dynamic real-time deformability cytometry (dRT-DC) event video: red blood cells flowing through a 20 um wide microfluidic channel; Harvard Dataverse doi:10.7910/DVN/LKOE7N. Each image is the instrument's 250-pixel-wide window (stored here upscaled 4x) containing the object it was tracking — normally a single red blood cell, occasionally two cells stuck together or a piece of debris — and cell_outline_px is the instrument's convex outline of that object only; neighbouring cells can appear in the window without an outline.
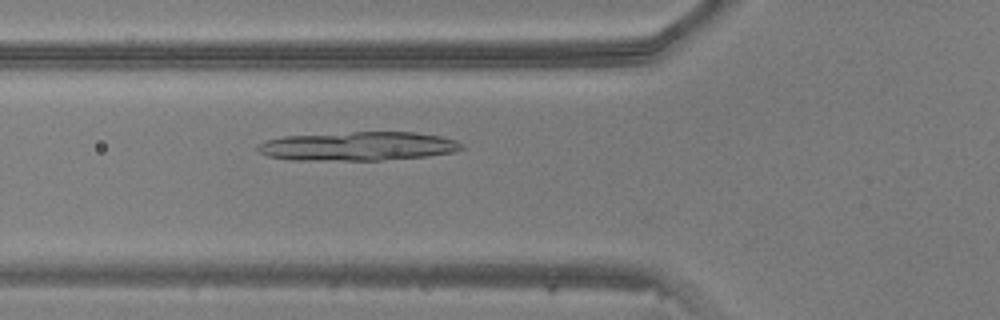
{"species": "common noctule bat (a hibernating species)", "species_latin": "Nyctalus noctula", "temperature_condition": "warm", "stored_images_in_passage": 44, "camera_frame_rate_fps": 3000, "um_per_image_px": 0.085, "animal": {"sex": "male", "body_mass_g": 20.5, "forearm_length_mm": 52.5}, "frame": {"image": 1, "passage_image": 13, "time_ms": 4.0, "image_size_px": [1000, 320], "cell_outline_px": [[464, 148], [456, 152], [428, 156], [380, 160], [288, 160], [268, 156], [260, 152], [256, 148], [256, 144], [268, 140], [284, 136], [352, 132], [416, 132], [440, 136], [456, 140], [464, 144]], "centroid_in_image_um": [30.46, 12.43], "position_along_channel_um": 95.3, "area_um2": 34.51}}
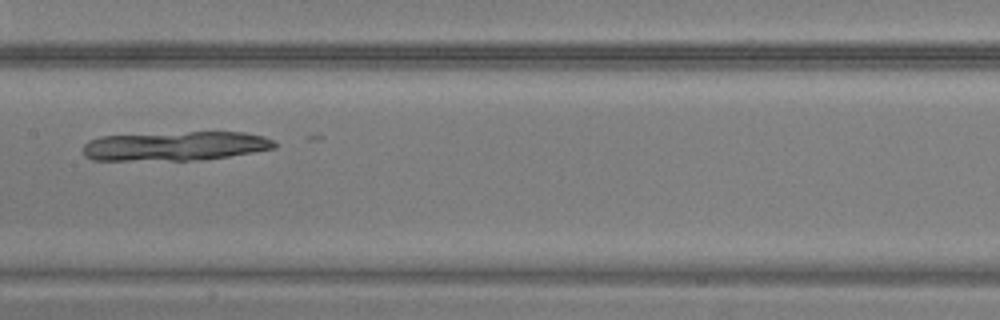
{"frame": {"image": 2, "passage_image": 20, "time_ms": 6.333, "image_size_px": [1000, 320], "cell_outline_px": [[276, 148], [228, 156], [200, 160], [92, 160], [84, 156], [84, 144], [88, 140], [100, 136], [188, 132], [244, 132], [264, 136], [272, 140], [276, 144]], "centroid_in_image_um": [14.88, 12.41], "position_along_channel_um": 192.5, "area_um2": 32.54}}
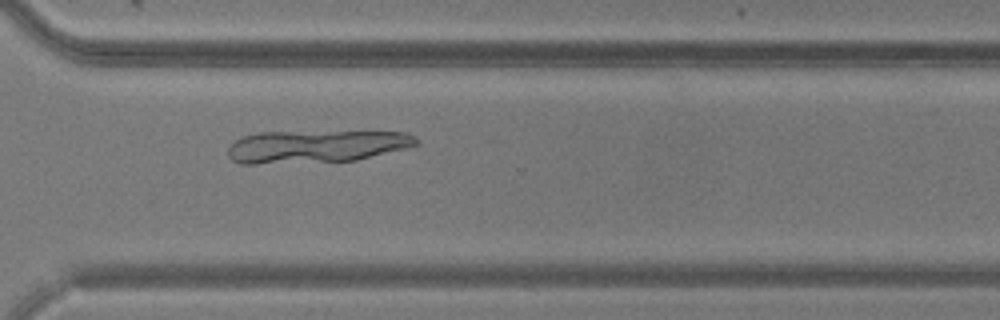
{"frame": {"image": 3, "passage_image": 31, "time_ms": 10.0, "image_size_px": [1000, 320], "cell_outline_px": [[420, 144], [356, 160], [256, 164], [240, 164], [232, 160], [228, 156], [228, 148], [236, 140], [244, 136], [260, 132], [408, 132], [420, 140]], "centroid_in_image_um": [26.85, 12.44], "position_along_channel_um": 343.7, "area_um2": 35.49}}